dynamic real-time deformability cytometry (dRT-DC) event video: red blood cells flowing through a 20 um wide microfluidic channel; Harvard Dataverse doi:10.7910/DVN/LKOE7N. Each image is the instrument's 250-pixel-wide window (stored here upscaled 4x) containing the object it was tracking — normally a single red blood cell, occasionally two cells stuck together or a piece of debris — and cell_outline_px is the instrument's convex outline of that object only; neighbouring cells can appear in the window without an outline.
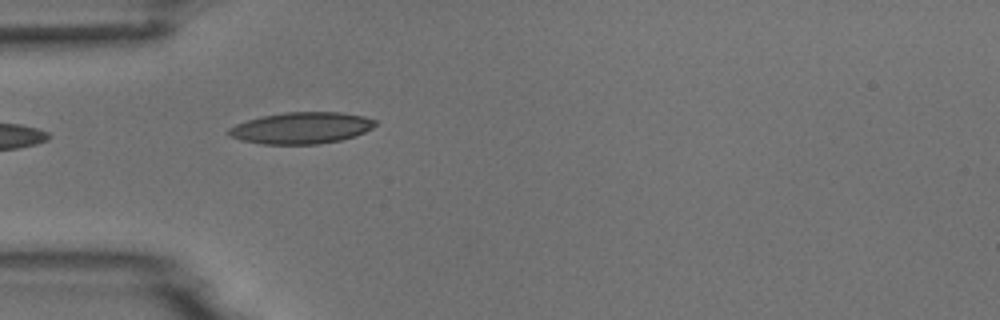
{"species": "common noctule bat (a hibernating species)", "species_latin": "Nyctalus noctula", "temperature_condition": "room temperature", "stored_images_in_passage": 5, "camera_frame_rate_fps": 3000, "um_per_image_px": 0.085, "animal": {"sex": "male", "body_mass_g": 18.8}, "frame": {"image": 1, "passage_image": 5, "time_ms": 4.667, "image_size_px": [1000, 320], "cell_outline_px": [[376, 124], [372, 128], [356, 136], [340, 140], [316, 144], [264, 144], [240, 140], [228, 136], [228, 128], [236, 124], [260, 116], [284, 112], [340, 112], [364, 116], [376, 120]], "centroid_in_image_um": [25.6, 10.87], "position_along_channel_um": 59.4, "area_um2": 26.99}}